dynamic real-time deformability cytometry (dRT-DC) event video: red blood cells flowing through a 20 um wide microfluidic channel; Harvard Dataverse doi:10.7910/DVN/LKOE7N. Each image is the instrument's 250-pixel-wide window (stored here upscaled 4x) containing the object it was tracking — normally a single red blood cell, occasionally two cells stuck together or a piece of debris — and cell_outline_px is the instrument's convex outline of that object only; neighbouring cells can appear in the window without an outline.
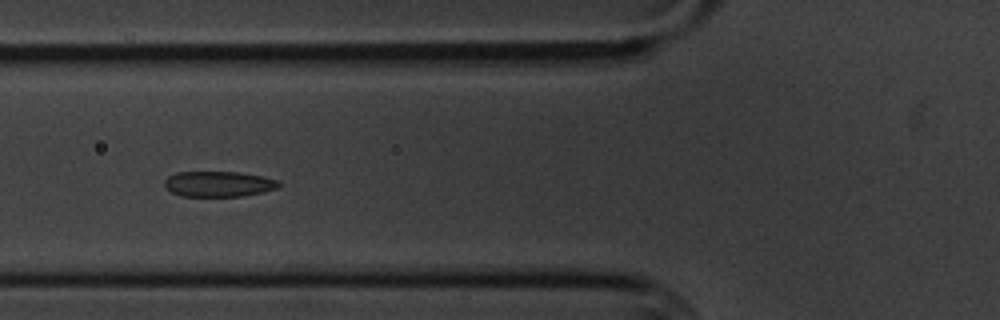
{"species": "common noctule bat (a hibernating species)", "species_latin": "Nyctalus noctula", "temperature_condition": "cold", "stored_images_in_passage": 11, "camera_frame_rate_fps": 3000, "um_per_image_px": 0.085, "animal": {"sex": "male", "body_mass_g": 20.1, "forearm_length_mm": 53.5}, "frame": {"image": 1, "passage_image": 2, "time_ms": 1.0, "image_size_px": [1000, 320], "cell_outline_px": [[280, 184], [276, 188], [264, 192], [244, 196], [180, 196], [172, 192], [164, 184], [164, 180], [168, 176], [176, 172], [240, 172], [264, 176], [280, 180]], "centroid_in_image_um": [18.61, 15.63], "position_along_channel_um": 107.2, "area_um2": 17.11}}
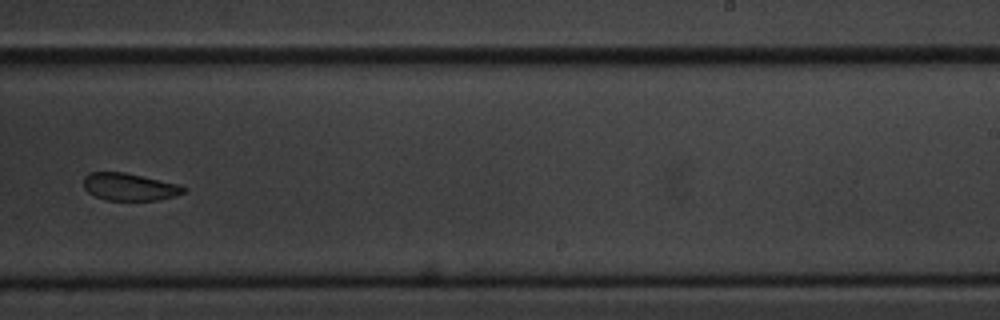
{"frame": {"image": 2, "passage_image": 6, "time_ms": 6.0, "image_size_px": [1000, 320], "cell_outline_px": [[188, 188], [184, 192], [160, 200], [104, 200], [88, 192], [84, 188], [84, 176], [88, 172], [124, 172], [180, 184]], "centroid_in_image_um": [11.0, 15.88], "position_along_channel_um": 278.0, "area_um2": 16.01}}
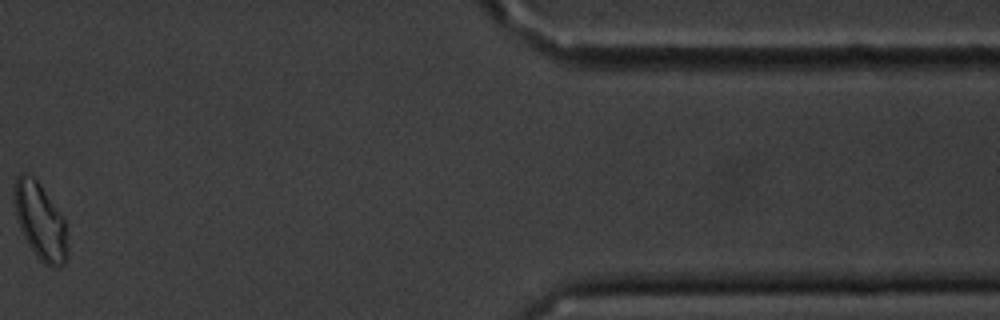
{"frame": {"image": 3, "passage_image": 10, "time_ms": 11.333, "image_size_px": [1000, 320], "cell_outline_px": [[68, 256], [64, 264], [52, 268], [44, 264], [36, 256], [28, 244], [20, 228], [16, 216], [12, 200], [12, 188], [16, 176], [20, 172], [24, 172], [32, 176], [36, 180], [64, 216], [68, 244]], "centroid_in_image_um": [3.4, 18.79], "position_along_channel_um": 408.0, "area_um2": 24.33}}